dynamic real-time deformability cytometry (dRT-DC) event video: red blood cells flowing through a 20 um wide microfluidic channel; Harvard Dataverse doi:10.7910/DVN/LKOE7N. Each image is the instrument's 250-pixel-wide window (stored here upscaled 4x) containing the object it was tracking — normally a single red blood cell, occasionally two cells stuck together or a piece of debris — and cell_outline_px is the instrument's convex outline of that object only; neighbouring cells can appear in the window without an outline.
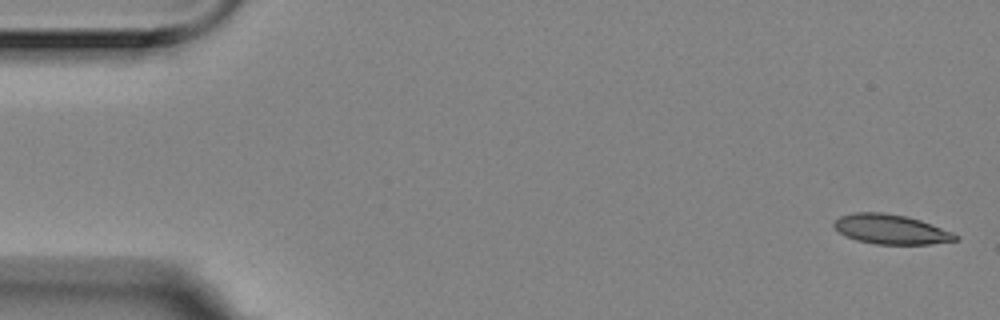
{"species": "Egyptian fruit bat (a non-hibernating species)", "species_latin": "Rousettus aegyptiacus", "temperature_condition": "room temperature", "stored_images_in_passage": 3, "camera_frame_rate_fps": 3000, "um_per_image_px": 0.085, "animal": {"sex": "female"}, "frame": {"image": 1, "passage_image": 1, "time_ms": 0.0, "image_size_px": [1000, 320], "cell_outline_px": [[960, 240], [932, 244], [876, 244], [856, 240], [840, 232], [832, 224], [840, 216], [852, 212], [884, 212], [908, 216], [920, 220], [952, 232], [960, 236]], "centroid_in_image_um": [75.76, 19.48], "position_along_channel_um": 9.2, "area_um2": 21.04}}